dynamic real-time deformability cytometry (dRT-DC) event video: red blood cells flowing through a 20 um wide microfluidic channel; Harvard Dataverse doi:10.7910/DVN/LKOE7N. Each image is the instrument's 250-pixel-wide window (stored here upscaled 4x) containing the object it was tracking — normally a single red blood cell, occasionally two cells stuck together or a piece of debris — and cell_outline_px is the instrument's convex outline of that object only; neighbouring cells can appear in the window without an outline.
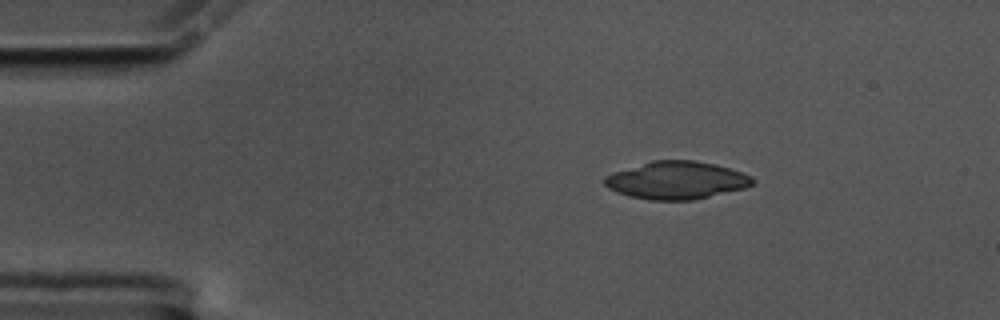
{"species": "common noctule bat (a hibernating species)", "species_latin": "Nyctalus noctula", "temperature_condition": "cold", "stored_images_in_passage": 48, "camera_frame_rate_fps": 3000, "um_per_image_px": 0.085, "animal": {"sex": "male", "body_mass_g": 17.5, "forearm_length_mm": 52.3}, "frame": {"image": 1, "passage_image": 1, "time_ms": 0.0, "image_size_px": [1000, 320], "cell_outline_px": [[756, 180], [752, 184], [744, 188], [692, 200], [652, 200], [628, 196], [616, 192], [608, 188], [604, 184], [604, 176], [652, 160], [696, 160], [728, 168], [752, 176]], "centroid_in_image_um": [57.49, 15.33], "position_along_channel_um": 27.5, "area_um2": 32.19}}